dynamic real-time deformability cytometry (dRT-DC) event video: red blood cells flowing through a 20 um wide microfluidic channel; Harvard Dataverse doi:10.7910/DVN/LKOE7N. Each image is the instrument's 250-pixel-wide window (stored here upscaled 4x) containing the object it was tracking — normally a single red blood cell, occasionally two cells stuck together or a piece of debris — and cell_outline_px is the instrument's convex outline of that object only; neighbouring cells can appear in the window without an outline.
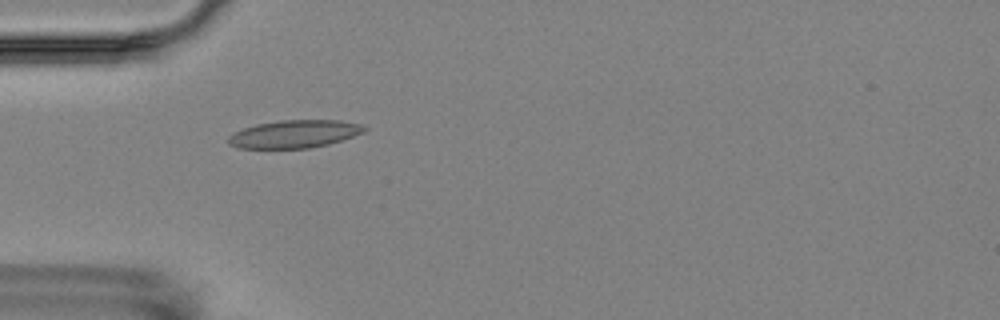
{"species": "Egyptian fruit bat (a non-hibernating species)", "species_latin": "Rousettus aegyptiacus", "temperature_condition": "room temperature", "stored_images_in_passage": 3, "camera_frame_rate_fps": 3000, "um_per_image_px": 0.085, "animal": {"sex": "female"}, "frame": {"image": 1, "passage_image": 1, "time_ms": 0.0, "image_size_px": [1000, 320], "cell_outline_px": [[368, 128], [364, 132], [328, 144], [308, 148], [236, 148], [228, 144], [228, 136], [244, 128], [256, 124], [280, 120], [340, 120], [360, 124]], "centroid_in_image_um": [25.01, 11.39], "position_along_channel_um": 60.0, "area_um2": 21.91}}
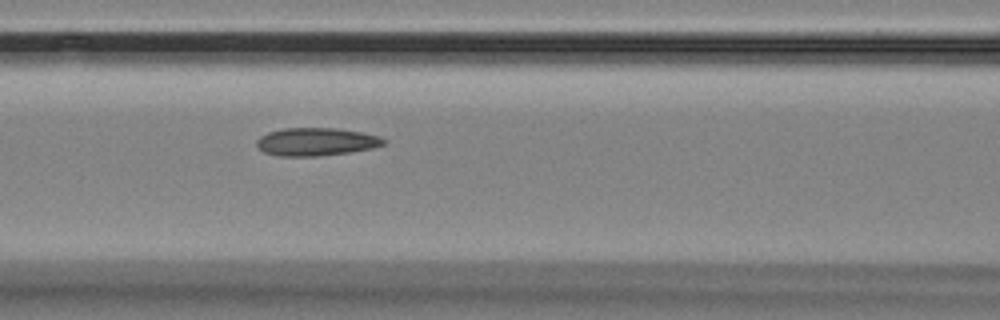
{"frame": {"image": 2, "passage_image": 3, "time_ms": 2.333, "image_size_px": [1000, 320], "cell_outline_px": [[388, 140], [384, 144], [372, 148], [348, 152], [320, 156], [280, 156], [264, 152], [256, 144], [256, 140], [260, 136], [268, 132], [284, 128], [336, 128], [360, 132], [380, 136]], "centroid_in_image_um": [26.87, 12.04], "position_along_channel_um": 139.7, "area_um2": 20.63}}